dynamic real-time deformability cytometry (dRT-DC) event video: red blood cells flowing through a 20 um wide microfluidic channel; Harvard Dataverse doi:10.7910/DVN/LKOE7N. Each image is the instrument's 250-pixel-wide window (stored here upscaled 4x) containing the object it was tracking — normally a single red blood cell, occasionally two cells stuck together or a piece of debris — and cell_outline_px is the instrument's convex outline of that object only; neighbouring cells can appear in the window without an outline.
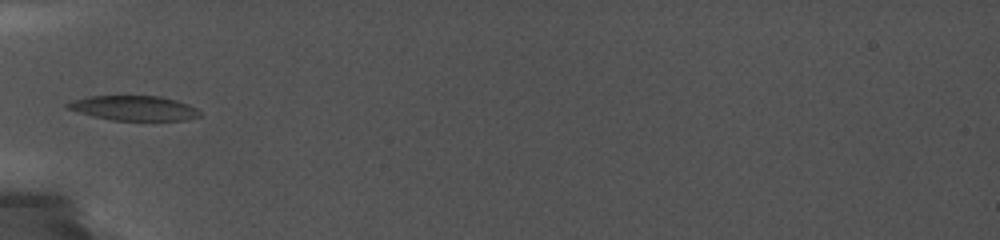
{"species": "common noctule bat (a hibernating species)", "species_latin": "Nyctalus noctula", "temperature_condition": "cold", "stored_images_in_passage": 26, "camera_frame_rate_fps": 5000, "um_per_image_px": 0.085, "animal": {"sex": "female", "body_mass_g": 19.0, "forearm_length_mm": 56.7}, "frame": {"image": 1, "passage_image": 1, "time_ms": 0.0, "image_size_px": [1000, 240], "cell_outline_px": [[200, 116], [188, 120], [112, 120], [92, 116], [68, 108], [64, 104], [72, 100], [88, 96], [160, 96], [176, 100], [188, 104], [196, 108], [200, 112]], "centroid_in_image_um": [11.39, 9.18], "position_along_channel_um": 73.6, "area_um2": 19.02}}
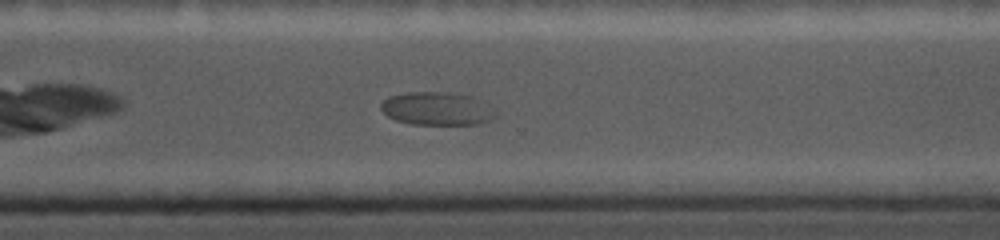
{"frame": {"image": 2, "passage_image": 18, "time_ms": 7.4, "image_size_px": [1000, 240], "cell_outline_px": [[496, 116], [488, 120], [476, 124], [412, 124], [396, 120], [388, 116], [380, 108], [380, 104], [388, 96], [404, 92], [448, 92], [472, 96], [488, 104], [496, 112]], "centroid_in_image_um": [37.12, 9.22], "position_along_channel_um": 333.5, "area_um2": 22.14}}
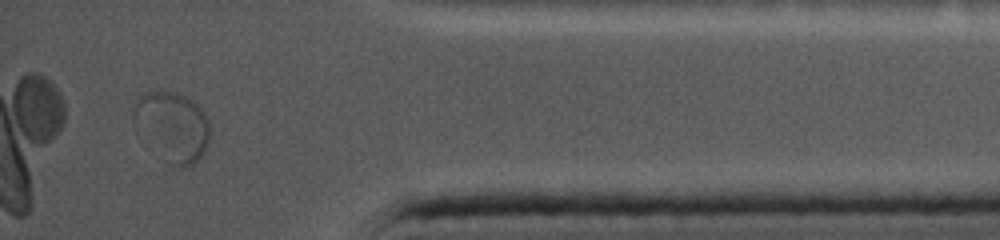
{"frame": {"image": 3, "passage_image": 25, "time_ms": 10.2, "image_size_px": [1000, 240], "cell_outline_px": [[208, 144], [204, 152], [192, 164], [184, 168], [176, 168], [168, 164], [132, 120], [132, 112], [136, 96], [144, 92], [176, 92], [192, 100], [204, 112], [208, 120]], "centroid_in_image_um": [14.64, 10.73], "position_along_channel_um": 420.6, "area_um2": 30.46}}